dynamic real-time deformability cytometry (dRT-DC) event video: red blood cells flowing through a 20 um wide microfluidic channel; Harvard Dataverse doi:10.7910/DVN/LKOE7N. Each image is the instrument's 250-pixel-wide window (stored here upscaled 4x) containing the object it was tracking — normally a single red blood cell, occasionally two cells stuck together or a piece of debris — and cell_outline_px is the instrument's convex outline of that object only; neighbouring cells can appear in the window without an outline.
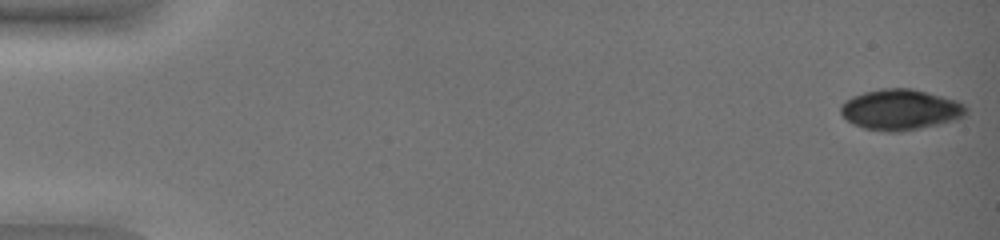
{"species": "common noctule bat (a hibernating species)", "species_latin": "Nyctalus noctula", "temperature_condition": "warm", "stored_images_in_passage": 18, "camera_frame_rate_fps": 3000, "um_per_image_px": 0.085, "animal": {"sex": "female", "body_mass_g": 19.0, "forearm_length_mm": 51.5}, "frame": {"image": 1, "passage_image": 1, "time_ms": 0.0, "image_size_px": [1000, 240], "cell_outline_px": [[968, 112], [964, 116], [956, 120], [920, 128], [900, 132], [884, 132], [864, 128], [848, 120], [840, 112], [840, 104], [844, 100], [852, 96], [864, 92], [880, 88], [912, 88], [956, 100], [964, 104], [968, 108]], "centroid_in_image_um": [76.54, 9.31], "position_along_channel_um": 8.5, "area_um2": 29.88}}
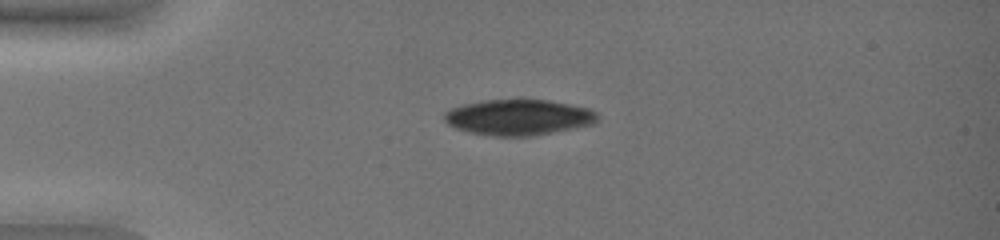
{"frame": {"image": 2, "passage_image": 13, "time_ms": 4.0, "image_size_px": [1000, 240], "cell_outline_px": [[600, 116], [596, 124], [536, 136], [492, 136], [468, 132], [456, 128], [448, 124], [444, 120], [444, 112], [452, 108], [464, 104], [484, 100], [548, 100], [588, 108], [596, 112]], "centroid_in_image_um": [44.11, 9.99], "position_along_channel_um": 40.9, "area_um2": 32.14}}